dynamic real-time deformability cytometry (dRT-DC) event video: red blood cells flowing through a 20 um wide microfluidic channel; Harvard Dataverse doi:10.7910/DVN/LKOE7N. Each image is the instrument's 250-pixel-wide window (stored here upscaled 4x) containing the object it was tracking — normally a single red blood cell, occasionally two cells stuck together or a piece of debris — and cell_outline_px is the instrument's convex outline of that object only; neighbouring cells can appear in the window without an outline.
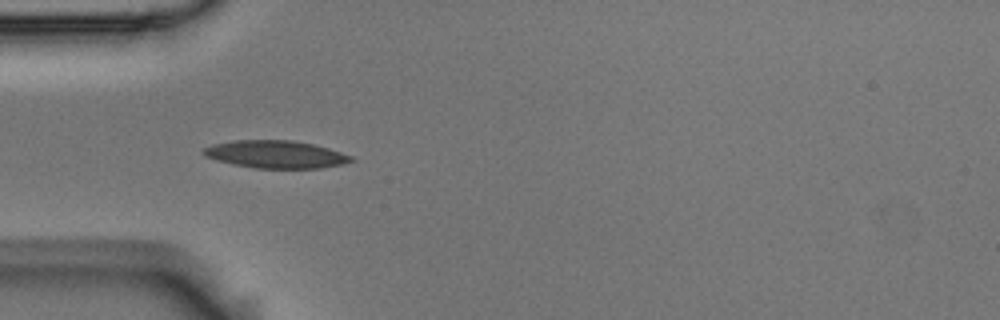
{"species": "Egyptian fruit bat (a non-hibernating species)", "species_latin": "Rousettus aegyptiacus", "temperature_condition": "room temperature", "stored_images_in_passage": 5, "camera_frame_rate_fps": 3000, "um_per_image_px": 0.085, "animal": {"sex": "male"}, "frame": {"image": 1, "passage_image": 3, "time_ms": 0.667, "image_size_px": [1000, 320], "cell_outline_px": [[356, 160], [344, 164], [320, 168], [256, 168], [216, 160], [204, 156], [200, 152], [204, 148], [212, 144], [236, 140], [292, 140], [312, 144], [328, 148], [352, 156]], "centroid_in_image_um": [23.44, 13.12], "position_along_channel_um": 61.6, "area_um2": 23.7}}
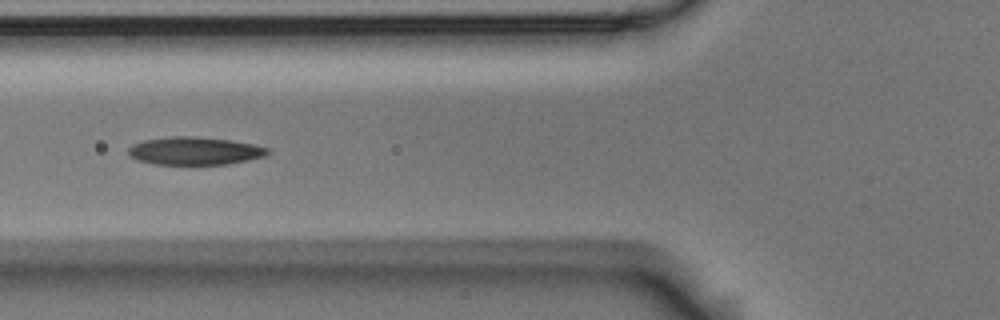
{"frame": {"image": 2, "passage_image": 4, "time_ms": 1.0, "image_size_px": [1000, 320], "cell_outline_px": [[272, 152], [264, 156], [248, 160], [228, 164], [152, 164], [140, 160], [132, 156], [128, 152], [128, 148], [132, 144], [144, 140], [172, 136], [192, 136], [232, 140], [256, 144], [268, 148]], "centroid_in_image_um": [16.6, 12.82], "position_along_channel_um": 109.2, "area_um2": 22.66}}
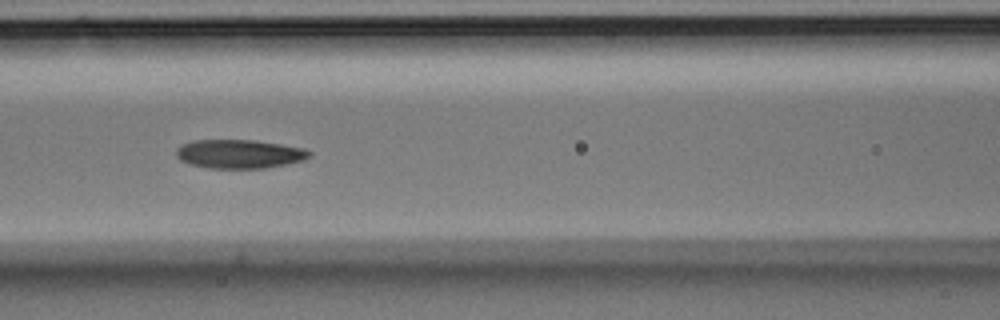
{"frame": {"image": 3, "passage_image": 5, "time_ms": 1.333, "image_size_px": [1000, 320], "cell_outline_px": [[312, 152], [304, 160], [264, 168], [208, 168], [188, 164], [180, 160], [176, 156], [176, 148], [180, 144], [192, 140], [256, 140], [304, 148]], "centroid_in_image_um": [20.28, 13.08], "position_along_channel_um": 146.3, "area_um2": 22.43}}